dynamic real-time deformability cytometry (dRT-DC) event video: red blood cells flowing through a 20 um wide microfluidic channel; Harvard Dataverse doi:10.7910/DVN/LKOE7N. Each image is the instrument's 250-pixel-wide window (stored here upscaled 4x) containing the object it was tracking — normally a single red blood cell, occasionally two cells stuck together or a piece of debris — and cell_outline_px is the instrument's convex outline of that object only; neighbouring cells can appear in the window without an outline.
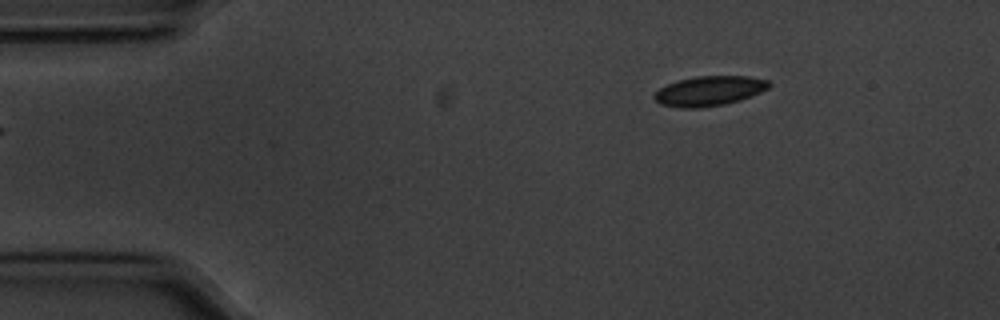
{"species": "common noctule bat (a hibernating species)", "species_latin": "Nyctalus noctula", "temperature_condition": "cold", "stored_images_in_passage": 39, "camera_frame_rate_fps": 3000, "um_per_image_px": 0.085, "animal": {"sex": "male", "body_mass_g": 20.1, "forearm_length_mm": 53.5}, "frame": {"image": 1, "passage_image": 4, "time_ms": 1.0, "image_size_px": [1000, 320], "cell_outline_px": [[772, 84], [768, 88], [760, 92], [740, 100], [724, 104], [700, 108], [680, 108], [660, 104], [652, 96], [660, 88], [676, 80], [696, 76], [748, 76], [768, 80]], "centroid_in_image_um": [60.28, 7.73], "position_along_channel_um": 24.7, "area_um2": 19.94}}
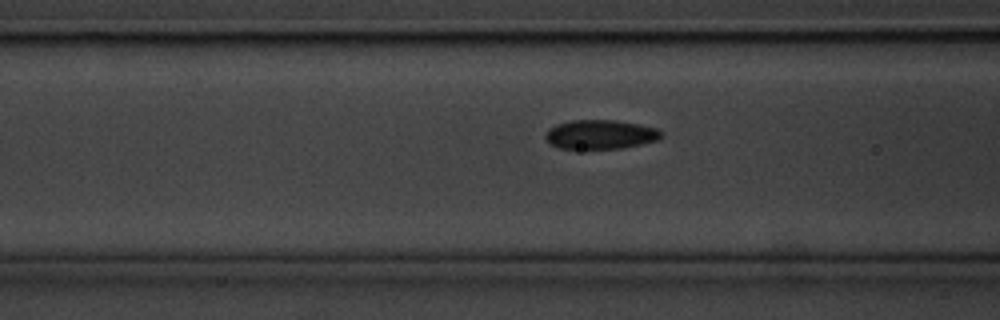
{"frame": {"image": 2, "passage_image": 17, "time_ms": 5.333, "image_size_px": [1000, 320], "cell_outline_px": [[660, 136], [656, 140], [640, 144], [620, 148], [560, 148], [552, 144], [544, 136], [548, 128], [556, 124], [572, 120], [616, 120], [656, 128], [660, 132]], "centroid_in_image_um": [50.98, 11.41], "position_along_channel_um": 115.6, "area_um2": 19.25}}
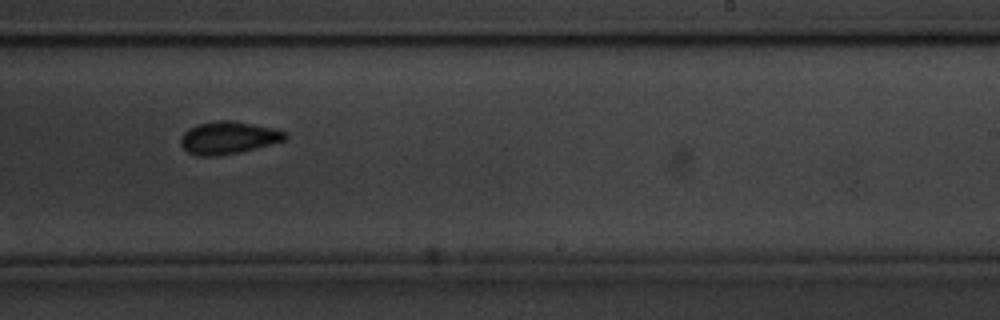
{"frame": {"image": 3, "passage_image": 30, "time_ms": 9.667, "image_size_px": [1000, 320], "cell_outline_px": [[288, 136], [284, 140], [256, 148], [240, 152], [216, 156], [200, 156], [188, 152], [180, 144], [180, 136], [188, 128], [196, 124], [216, 120], [232, 120], [272, 128], [284, 132]], "centroid_in_image_um": [19.34, 11.7], "position_along_channel_um": 269.7, "area_um2": 19.71}, "authors_computed_cell_mechanics": {"area_um2": 19.7676, "velocity_mm_per_s": 3.5562, "shape_relaxation_time_tau1_ms": null, "shape_relaxation_time_tau2_ms": 3.7795, "deformation_change_tau1": null, "deformation_change_tau2": 0.0704}}